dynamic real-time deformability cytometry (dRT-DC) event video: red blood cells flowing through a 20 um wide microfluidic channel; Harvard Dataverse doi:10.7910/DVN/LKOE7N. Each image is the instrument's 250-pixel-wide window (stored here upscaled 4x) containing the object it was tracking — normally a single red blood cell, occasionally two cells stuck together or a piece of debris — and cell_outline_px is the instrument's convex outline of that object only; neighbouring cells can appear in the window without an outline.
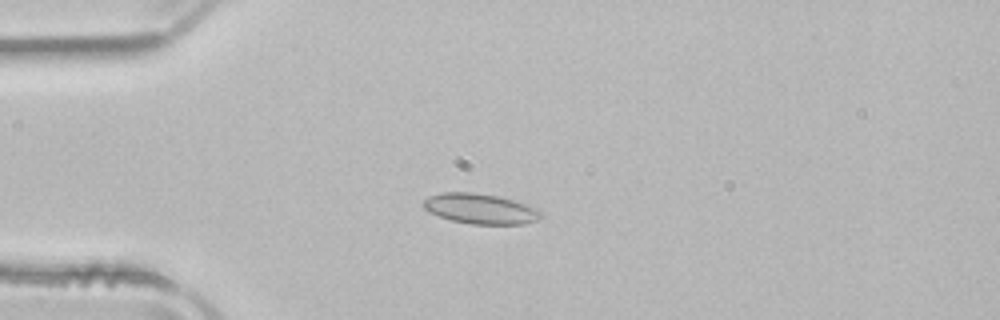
{"species": "common noctule bat (a hibernating species)", "species_latin": "Nyctalus noctula", "temperature_condition": "room temperature", "stored_images_in_passage": 40, "camera_frame_rate_fps": 3000, "um_per_image_px": 0.085, "animal": {"sex": "male", "body_mass_g": 21.5, "forearm_length_mm": 52.0}, "frame": {"image": 1, "passage_image": 2, "time_ms": 0.333, "image_size_px": [1000, 320], "cell_outline_px": [[544, 216], [536, 220], [524, 224], [472, 224], [452, 220], [428, 212], [420, 204], [428, 196], [440, 192], [472, 192], [496, 196], [512, 200], [536, 208]], "centroid_in_image_um": [40.78, 17.74], "position_along_channel_um": 44.2, "area_um2": 20.63}}
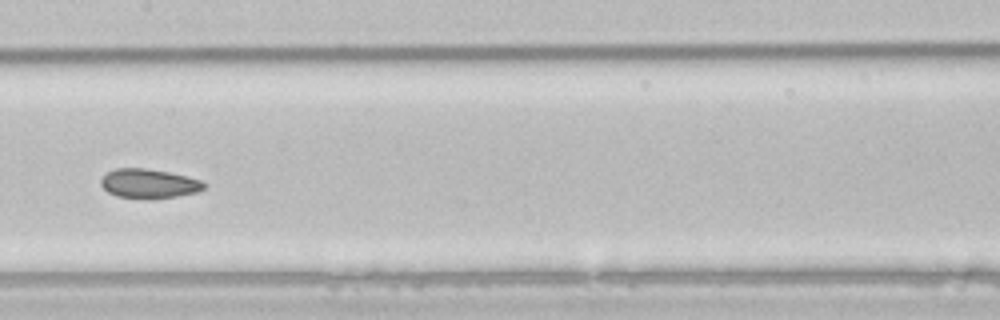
{"frame": {"image": 2, "passage_image": 15, "time_ms": 4.667, "image_size_px": [1000, 320], "cell_outline_px": [[208, 184], [204, 188], [196, 192], [176, 196], [116, 196], [108, 192], [100, 184], [100, 180], [108, 172], [116, 168], [144, 168], [168, 172], [200, 180]], "centroid_in_image_um": [12.65, 15.56], "position_along_channel_um": 194.8, "area_um2": 16.76}}
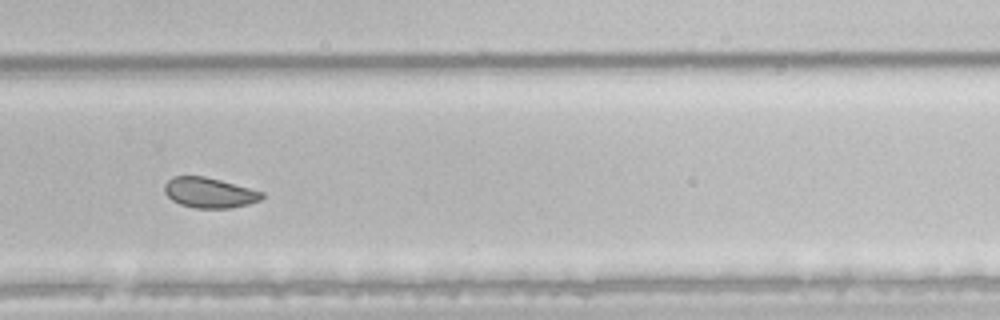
{"frame": {"image": 3, "passage_image": 24, "time_ms": 7.667, "image_size_px": [1000, 320], "cell_outline_px": [[264, 196], [260, 200], [248, 204], [228, 208], [196, 208], [180, 204], [172, 200], [164, 192], [164, 184], [172, 176], [204, 176], [220, 180], [264, 192]], "centroid_in_image_um": [17.78, 16.37], "position_along_channel_um": 312.0, "area_um2": 17.11}, "authors_computed_cell_mechanics": {"area_um2": 18.4671, "velocity_mm_per_s": 3.9362, "shape_relaxation_time_tau1_ms": 10.126, "shape_relaxation_time_tau2_ms": 1.8019, "deformation_change_tau1": 0.1161, "deformation_change_tau2": 0.0552}}